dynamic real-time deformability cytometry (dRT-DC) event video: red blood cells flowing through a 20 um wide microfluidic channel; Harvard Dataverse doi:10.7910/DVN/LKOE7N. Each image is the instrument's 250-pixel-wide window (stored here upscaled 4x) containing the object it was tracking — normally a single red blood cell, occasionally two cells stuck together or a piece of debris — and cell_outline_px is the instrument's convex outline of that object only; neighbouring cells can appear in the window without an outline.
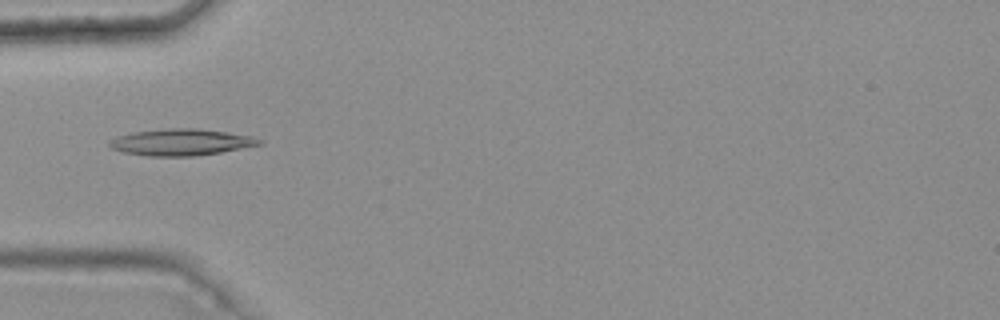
{"species": "common noctule bat (a hibernating species)", "species_latin": "Nyctalus noctula", "temperature_condition": "warm", "stored_images_in_passage": 5, "camera_frame_rate_fps": 3000, "um_per_image_px": 0.085, "animal": {"sex": "female", "body_mass_g": 25.1}, "frame": {"image": 1, "passage_image": 5, "time_ms": 1.333, "image_size_px": [1000, 320], "cell_outline_px": [[264, 144], [220, 152], [192, 156], [144, 156], [124, 152], [112, 148], [108, 144], [112, 140], [120, 136], [132, 132], [168, 128], [200, 128], [252, 136], [264, 140]], "centroid_in_image_um": [15.45, 12.08], "position_along_channel_um": 69.6, "area_um2": 23.12}}